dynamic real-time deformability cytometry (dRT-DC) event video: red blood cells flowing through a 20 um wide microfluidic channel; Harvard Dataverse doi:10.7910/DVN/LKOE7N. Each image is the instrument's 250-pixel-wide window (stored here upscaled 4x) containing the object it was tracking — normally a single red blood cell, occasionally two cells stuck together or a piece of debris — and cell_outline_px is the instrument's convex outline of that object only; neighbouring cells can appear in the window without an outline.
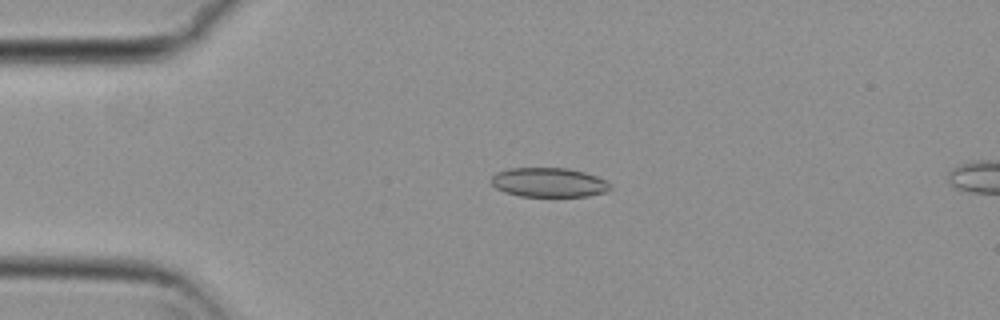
{"species": "common noctule bat (a hibernating species)", "species_latin": "Nyctalus noctula", "temperature_condition": "cold", "stored_images_in_passage": 8, "camera_frame_rate_fps": 3000, "um_per_image_px": 0.085, "animal": {"sex": "female", "body_mass_g": 29.2, "forearm_length_mm": 56.3}, "frame": {"image": 1, "passage_image": 4, "time_ms": 1.0, "image_size_px": [1000, 320], "cell_outline_px": [[612, 188], [604, 192], [588, 196], [520, 196], [504, 192], [496, 188], [488, 180], [496, 172], [508, 168], [568, 168], [584, 172], [596, 176], [612, 184]], "centroid_in_image_um": [46.62, 15.5], "position_along_channel_um": 38.4, "area_um2": 20.46}}